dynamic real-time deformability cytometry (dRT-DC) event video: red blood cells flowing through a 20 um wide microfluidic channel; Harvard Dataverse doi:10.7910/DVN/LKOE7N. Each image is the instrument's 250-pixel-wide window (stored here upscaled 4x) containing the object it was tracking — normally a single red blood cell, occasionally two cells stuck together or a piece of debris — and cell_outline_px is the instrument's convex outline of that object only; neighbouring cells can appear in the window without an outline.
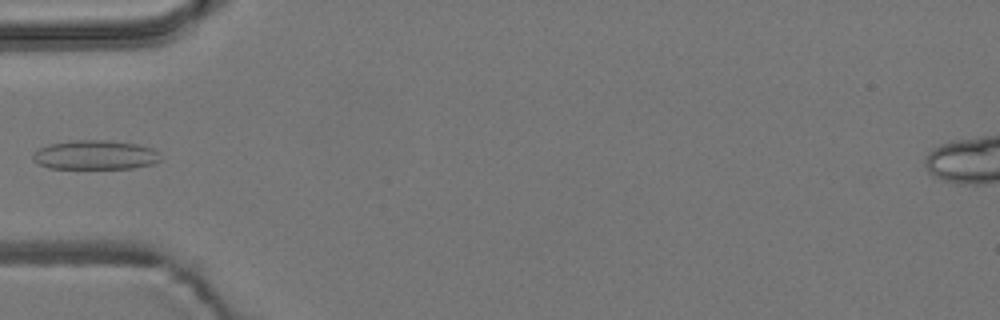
{"species": "common noctule bat (a hibernating species)", "species_latin": "Nyctalus noctula", "temperature_condition": "room temperature", "stored_images_in_passage": 5, "camera_frame_rate_fps": 3000, "um_per_image_px": 0.085, "animal": {"sex": "male", "body_mass_g": 19.2, "forearm_length_mm": 51.8}, "frame": {"image": 1, "passage_image": 5, "time_ms": 5.333, "image_size_px": [1000, 320], "cell_outline_px": [[160, 160], [152, 164], [132, 168], [48, 168], [32, 160], [32, 156], [40, 148], [48, 144], [72, 140], [108, 140], [136, 144], [152, 148], [156, 152]], "centroid_in_image_um": [8.06, 13.16], "position_along_channel_um": 76.9, "area_um2": 21.56}}